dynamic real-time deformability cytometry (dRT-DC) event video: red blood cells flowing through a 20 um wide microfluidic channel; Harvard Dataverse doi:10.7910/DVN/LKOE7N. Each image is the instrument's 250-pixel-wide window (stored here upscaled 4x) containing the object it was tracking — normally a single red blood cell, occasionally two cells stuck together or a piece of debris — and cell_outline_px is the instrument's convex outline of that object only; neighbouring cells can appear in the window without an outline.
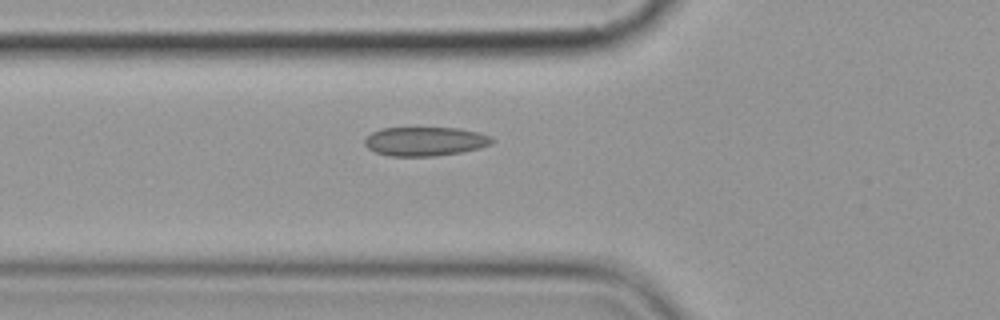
{"species": "common noctule bat (a hibernating species)", "species_latin": "Nyctalus noctula", "temperature_condition": "cold", "stored_images_in_passage": 7, "camera_frame_rate_fps": 3000, "um_per_image_px": 0.085, "animal": {"sex": "female", "body_mass_g": 19.9}, "frame": {"image": 1, "passage_image": 7, "time_ms": 7.0, "image_size_px": [1000, 320], "cell_outline_px": [[496, 140], [492, 144], [480, 148], [460, 152], [436, 156], [388, 156], [376, 152], [368, 148], [364, 144], [364, 140], [372, 132], [380, 128], [460, 128], [480, 132], [492, 136]], "centroid_in_image_um": [36.18, 12.01], "position_along_channel_um": 89.6, "area_um2": 21.73}}